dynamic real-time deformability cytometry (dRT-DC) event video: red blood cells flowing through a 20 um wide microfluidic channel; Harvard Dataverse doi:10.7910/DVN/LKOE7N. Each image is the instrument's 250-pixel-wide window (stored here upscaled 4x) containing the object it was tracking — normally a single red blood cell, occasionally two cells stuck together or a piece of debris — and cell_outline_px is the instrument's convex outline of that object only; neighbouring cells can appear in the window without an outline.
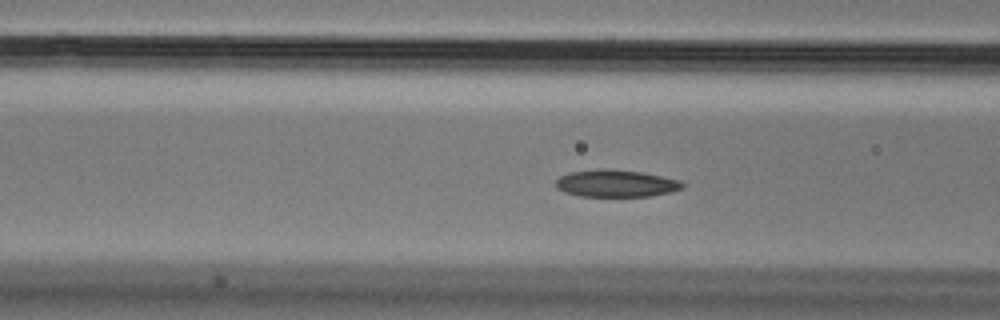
{"species": "Egyptian fruit bat (a non-hibernating species)", "species_latin": "Rousettus aegyptiacus", "temperature_condition": "cold", "stored_images_in_passage": 39, "segment_of_instrument_passage": [1, 2], "camera_frame_rate_fps": 3000, "um_per_image_px": 0.085, "animal": {"sex": "male"}, "frame": {"image": 1, "passage_image": 4, "time_ms": 1.0, "image_size_px": [1000, 320], "cell_outline_px": [[684, 188], [672, 192], [652, 196], [580, 196], [564, 192], [556, 188], [556, 180], [560, 176], [568, 172], [644, 172], [680, 180], [684, 184]], "centroid_in_image_um": [52.43, 15.65], "position_along_channel_um": 114.2, "area_um2": 19.19}}
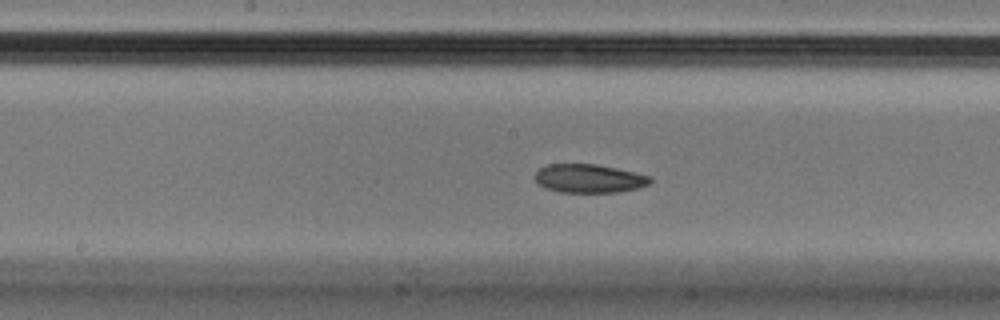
{"frame": {"image": 2, "passage_image": 11, "time_ms": 3.333, "image_size_px": [1000, 320], "cell_outline_px": [[652, 180], [648, 184], [640, 188], [616, 192], [560, 192], [544, 188], [532, 176], [540, 168], [548, 164], [596, 164], [616, 168], [652, 176]], "centroid_in_image_um": [50.06, 15.17], "position_along_channel_um": 198.1, "area_um2": 19.25}}
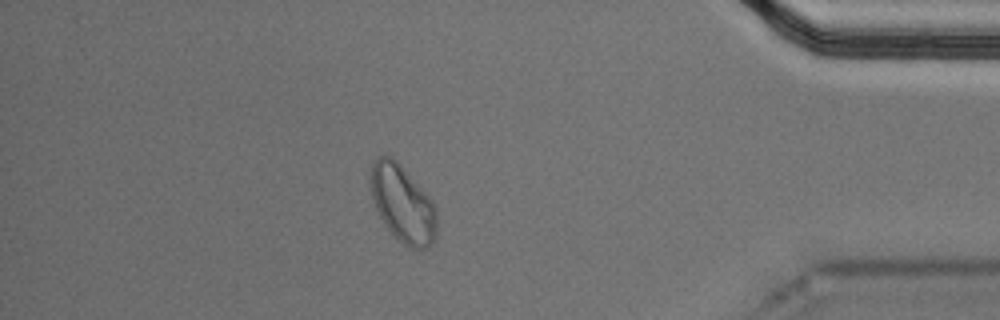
{"frame": {"image": 3, "passage_image": 31, "time_ms": 10.0, "image_size_px": [1000, 320], "cell_outline_px": [[436, 236], [432, 244], [428, 248], [408, 248], [388, 228], [380, 216], [376, 208], [372, 196], [372, 164], [384, 152], [392, 156], [400, 164], [432, 200], [436, 208]], "centroid_in_image_um": [34.26, 17.32], "position_along_channel_um": 400.9, "area_um2": 29.25}}